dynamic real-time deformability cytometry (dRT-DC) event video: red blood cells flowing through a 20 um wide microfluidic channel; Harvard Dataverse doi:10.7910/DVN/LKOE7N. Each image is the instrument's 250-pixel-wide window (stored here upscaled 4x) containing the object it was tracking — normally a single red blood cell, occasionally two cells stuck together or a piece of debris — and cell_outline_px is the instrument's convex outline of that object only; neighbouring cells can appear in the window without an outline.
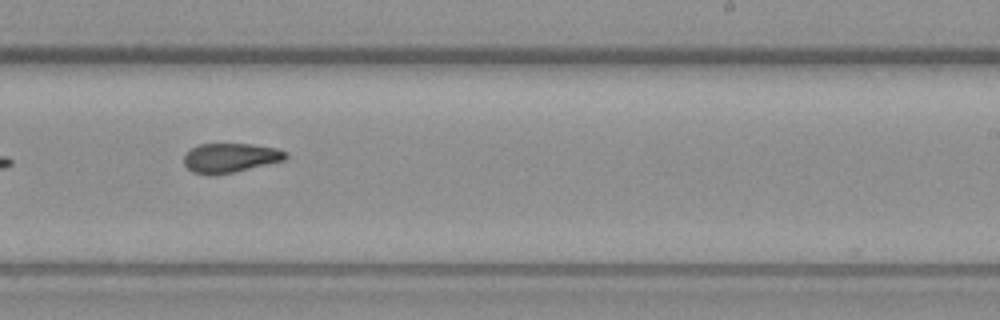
{"species": "common noctule bat (a hibernating species)", "species_latin": "Nyctalus noctula", "temperature_condition": "warm", "stored_images_in_passage": 14, "camera_frame_rate_fps": 3000, "um_per_image_px": 0.085, "animal": {"sex": "female", "body_mass_g": 19.3, "forearm_length_mm": 54.1}, "frame": {"image": 1, "passage_image": 9, "time_ms": 11.667, "image_size_px": [1000, 320], "cell_outline_px": [[288, 156], [284, 160], [232, 172], [212, 176], [208, 176], [192, 172], [184, 164], [184, 156], [192, 148], [200, 144], [252, 144], [276, 148], [284, 152]], "centroid_in_image_um": [19.53, 13.42], "position_along_channel_um": 269.5, "area_um2": 17.22}}
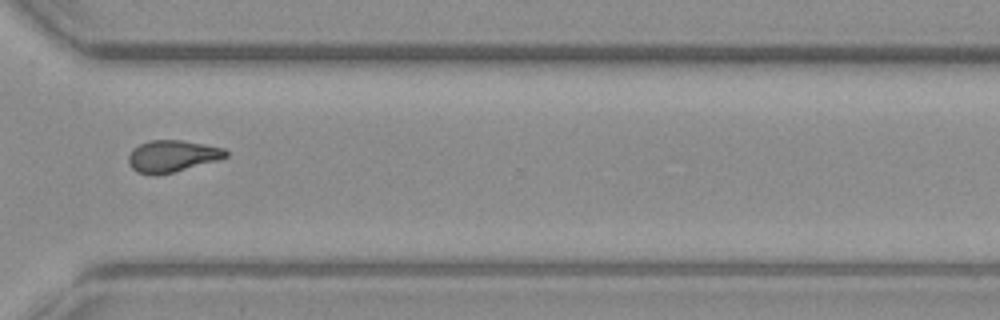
{"frame": {"image": 2, "passage_image": 11, "time_ms": 14.0, "image_size_px": [1000, 320], "cell_outline_px": [[228, 156], [216, 160], [172, 172], [156, 176], [152, 176], [136, 172], [128, 164], [128, 156], [132, 148], [148, 140], [180, 140], [204, 144], [224, 148], [228, 152]], "centroid_in_image_um": [14.57, 13.27], "position_along_channel_um": 356.0, "area_um2": 18.03}, "authors_computed_cell_mechanics": {"area_um2": 19.6809, "velocity_mm_per_s": 3.676, "shape_relaxation_time_tau1_ms": null, "shape_relaxation_time_tau2_ms": 2.5583, "deformation_change_tau1": null, "deformation_change_tau2": 0.0782}}